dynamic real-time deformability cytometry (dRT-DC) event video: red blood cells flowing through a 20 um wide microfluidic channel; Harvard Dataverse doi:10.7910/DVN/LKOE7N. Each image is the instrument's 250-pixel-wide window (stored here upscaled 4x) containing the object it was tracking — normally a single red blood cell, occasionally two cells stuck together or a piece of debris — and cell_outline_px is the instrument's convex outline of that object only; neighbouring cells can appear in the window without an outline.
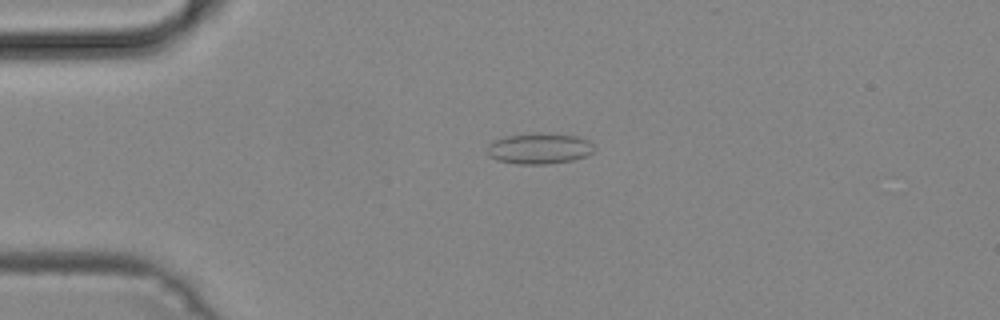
{"species": "common noctule bat (a hibernating species)", "species_latin": "Nyctalus noctula", "temperature_condition": "cold", "stored_images_in_passage": 22, "camera_frame_rate_fps": 3000, "um_per_image_px": 0.085, "animal": {"sex": "male", "body_mass_g": 19.2, "forearm_length_mm": 51.8}, "frame": {"image": 1, "passage_image": 8, "time_ms": 2.333, "image_size_px": [1000, 320], "cell_outline_px": [[596, 148], [588, 156], [572, 160], [544, 164], [520, 164], [500, 160], [488, 156], [488, 144], [504, 136], [576, 136], [588, 140]], "centroid_in_image_um": [45.87, 12.68], "position_along_channel_um": 39.1, "area_um2": 18.15}}
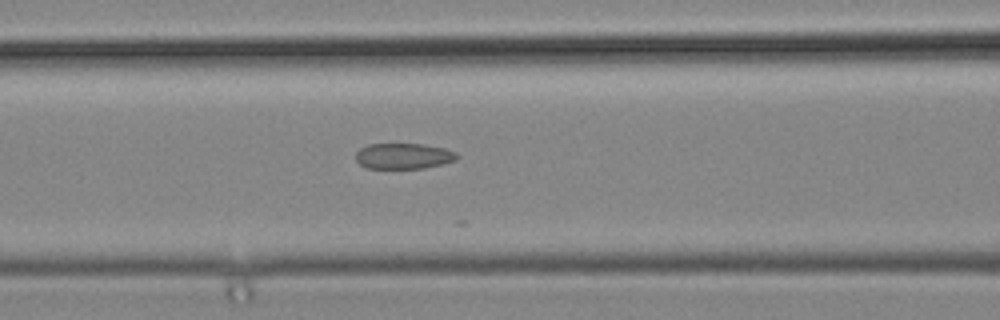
{"frame": {"image": 2, "passage_image": 17, "time_ms": 5.333, "image_size_px": [1000, 320], "cell_outline_px": [[460, 156], [456, 160], [424, 168], [368, 168], [360, 164], [356, 160], [356, 152], [360, 148], [368, 144], [424, 144], [444, 148], [456, 152]], "centroid_in_image_um": [34.31, 13.25], "position_along_channel_um": 132.3, "area_um2": 15.14}}
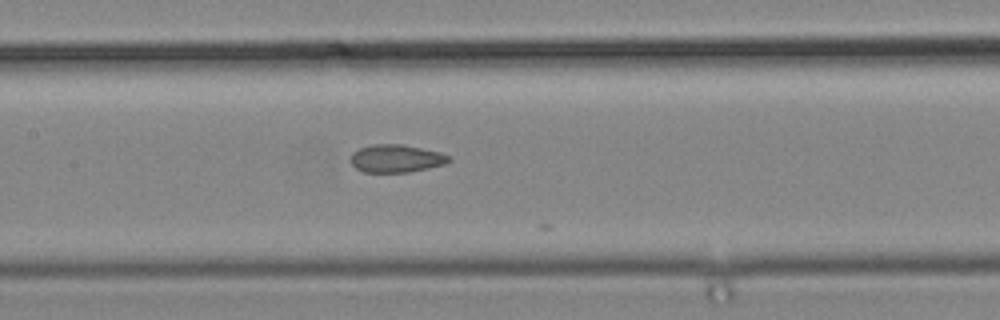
{"frame": {"image": 3, "passage_image": 20, "time_ms": 6.333, "image_size_px": [1000, 320], "cell_outline_px": [[452, 160], [444, 164], [428, 168], [408, 172], [364, 172], [356, 168], [348, 160], [352, 152], [360, 148], [372, 144], [404, 144], [440, 152], [448, 156]], "centroid_in_image_um": [33.64, 13.46], "position_along_channel_um": 173.8, "area_um2": 16.01}}